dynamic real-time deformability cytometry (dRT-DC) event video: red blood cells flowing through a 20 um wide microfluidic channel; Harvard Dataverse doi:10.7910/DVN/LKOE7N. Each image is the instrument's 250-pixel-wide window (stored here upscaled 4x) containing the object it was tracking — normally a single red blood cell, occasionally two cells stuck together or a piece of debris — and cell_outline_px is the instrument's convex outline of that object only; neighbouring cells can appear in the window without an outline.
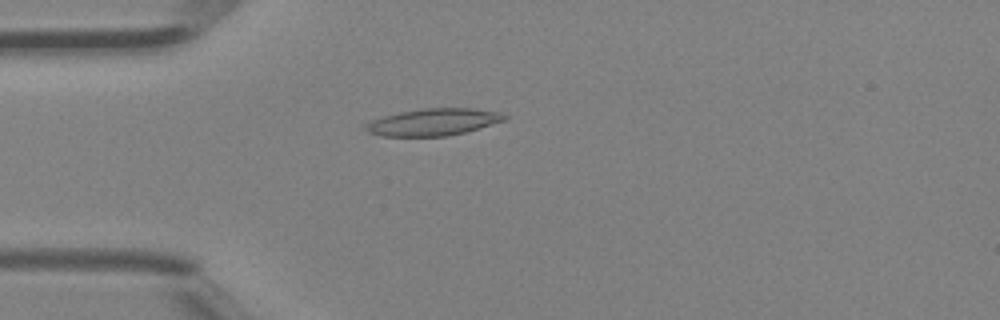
{"species": "Egyptian fruit bat (a non-hibernating species)", "species_latin": "Rousettus aegyptiacus", "temperature_condition": "room temperature", "stored_images_in_passage": 4, "camera_frame_rate_fps": 3000, "um_per_image_px": 0.085, "animal": {"sex": "female"}, "frame": {"image": 1, "passage_image": 4, "time_ms": 1.0, "image_size_px": [1000, 320], "cell_outline_px": [[508, 116], [504, 120], [464, 132], [448, 136], [380, 136], [368, 132], [364, 128], [364, 124], [372, 120], [384, 116], [400, 112], [420, 108], [472, 108], [500, 112]], "centroid_in_image_um": [36.79, 10.37], "position_along_channel_um": 48.2, "area_um2": 21.73}}